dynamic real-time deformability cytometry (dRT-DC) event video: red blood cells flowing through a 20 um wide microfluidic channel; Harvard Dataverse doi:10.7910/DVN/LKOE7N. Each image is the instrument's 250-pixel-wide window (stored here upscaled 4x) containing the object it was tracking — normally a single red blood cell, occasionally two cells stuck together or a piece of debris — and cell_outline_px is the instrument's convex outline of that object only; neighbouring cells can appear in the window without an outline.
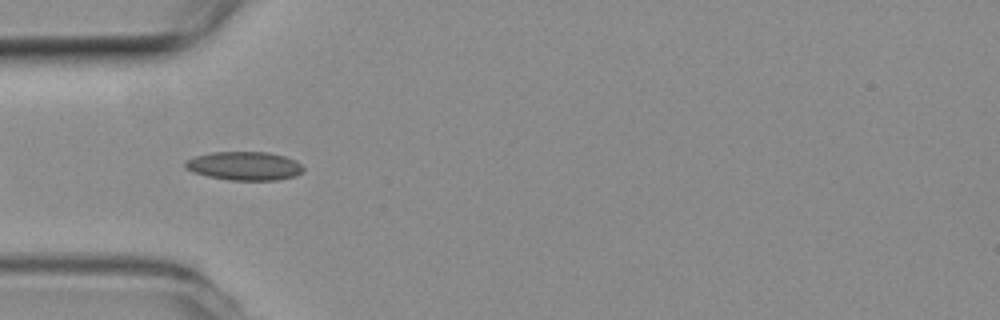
{"species": "common noctule bat (a hibernating species)", "species_latin": "Nyctalus noctula", "temperature_condition": "room temperature", "stored_images_in_passage": 12, "camera_frame_rate_fps": 3000, "um_per_image_px": 0.085, "animal": {"sex": "female", "body_mass_g": 19.3, "forearm_length_mm": 54.1}, "frame": {"image": 1, "passage_image": 3, "time_ms": 0.667, "image_size_px": [1000, 320], "cell_outline_px": [[304, 172], [296, 176], [280, 180], [228, 180], [208, 176], [192, 172], [184, 168], [184, 160], [196, 156], [212, 152], [268, 152], [284, 156], [296, 160], [304, 168]], "centroid_in_image_um": [20.78, 14.11], "position_along_channel_um": 64.2, "area_um2": 19.94}}